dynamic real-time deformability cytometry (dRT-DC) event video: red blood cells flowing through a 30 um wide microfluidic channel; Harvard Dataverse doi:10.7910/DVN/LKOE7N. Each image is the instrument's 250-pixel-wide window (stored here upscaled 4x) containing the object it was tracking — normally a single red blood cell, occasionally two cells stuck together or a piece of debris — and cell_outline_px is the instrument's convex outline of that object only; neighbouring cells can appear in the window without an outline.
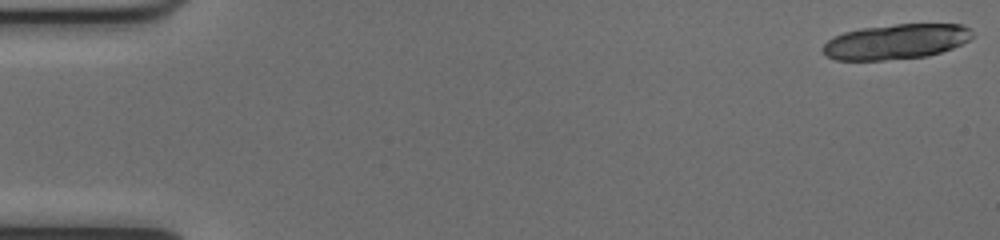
{"species": "common noctule bat (a hibernating species)", "species_latin": "Nyctalus noctula", "temperature_condition": "cold", "stored_images_in_passage": 18, "camera_frame_rate_fps": 3000, "um_per_image_px": 0.085, "animal": {"sex": "female", "body_mass_g": 17.0, "forearm_length_mm": 48.0}, "frame": {"image": 1, "passage_image": 1, "time_ms": 0.0, "image_size_px": [1000, 240], "cell_outline_px": [[972, 36], [968, 40], [952, 48], [928, 56], [884, 60], [836, 60], [828, 56], [820, 48], [828, 40], [844, 32], [860, 28], [896, 24], [960, 24], [968, 28], [972, 32]], "centroid_in_image_um": [76.13, 3.54], "position_along_channel_um": 8.9, "area_um2": 30.4}}